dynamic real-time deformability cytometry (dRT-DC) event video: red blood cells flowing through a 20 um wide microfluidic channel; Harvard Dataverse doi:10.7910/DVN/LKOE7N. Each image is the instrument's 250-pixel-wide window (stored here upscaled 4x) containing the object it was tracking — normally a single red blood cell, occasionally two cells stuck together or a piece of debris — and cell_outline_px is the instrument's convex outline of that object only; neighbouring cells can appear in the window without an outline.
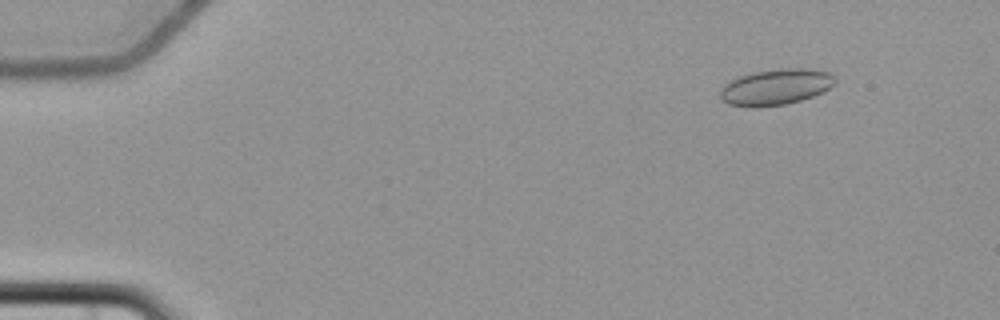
{"species": "common noctule bat (a hibernating species)", "species_latin": "Nyctalus noctula", "temperature_condition": "cold", "stored_images_in_passage": 5, "camera_frame_rate_fps": 3000, "um_per_image_px": 0.085, "animal": {"sex": "female", "body_mass_g": 22.7, "forearm_length_mm": 54.2}, "frame": {"image": 1, "passage_image": 1, "time_ms": 0.0, "image_size_px": [1000, 320], "cell_outline_px": [[836, 84], [824, 92], [800, 100], [784, 104], [728, 104], [720, 100], [720, 92], [724, 84], [740, 76], [756, 72], [784, 68], [804, 68], [828, 72], [836, 76]], "centroid_in_image_um": [66.02, 7.35], "position_along_channel_um": 19.0, "area_um2": 23.29}}
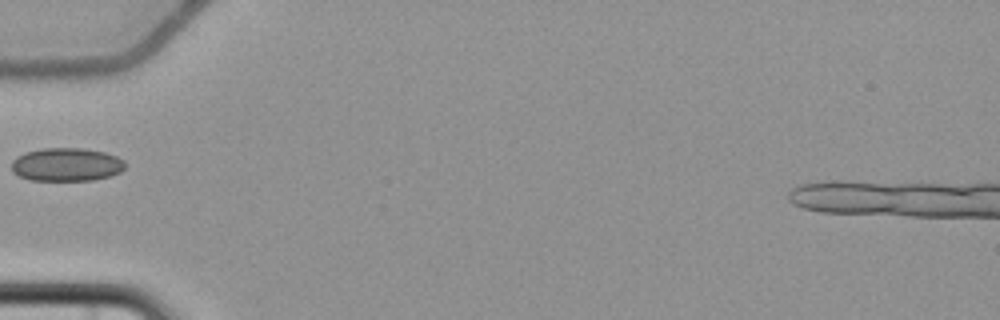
{"frame": {"image": 2, "passage_image": 4, "time_ms": 4.667, "image_size_px": [1000, 320], "cell_outline_px": [[124, 168], [120, 172], [112, 176], [92, 180], [32, 180], [20, 176], [12, 172], [12, 160], [16, 156], [24, 152], [44, 148], [84, 148], [104, 152], [116, 156], [124, 160]], "centroid_in_image_um": [5.65, 13.98], "position_along_channel_um": 79.4, "area_um2": 22.14}}
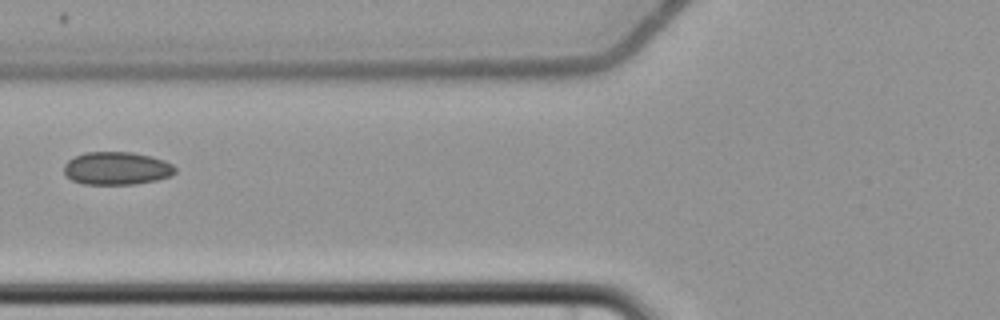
{"frame": {"image": 3, "passage_image": 5, "time_ms": 5.667, "image_size_px": [1000, 320], "cell_outline_px": [[176, 172], [172, 176], [156, 180], [136, 184], [84, 184], [72, 180], [64, 172], [64, 164], [68, 160], [84, 152], [132, 152], [152, 156], [164, 160], [172, 164], [176, 168]], "centroid_in_image_um": [9.95, 14.3], "position_along_channel_um": 115.9, "area_um2": 21.44}}